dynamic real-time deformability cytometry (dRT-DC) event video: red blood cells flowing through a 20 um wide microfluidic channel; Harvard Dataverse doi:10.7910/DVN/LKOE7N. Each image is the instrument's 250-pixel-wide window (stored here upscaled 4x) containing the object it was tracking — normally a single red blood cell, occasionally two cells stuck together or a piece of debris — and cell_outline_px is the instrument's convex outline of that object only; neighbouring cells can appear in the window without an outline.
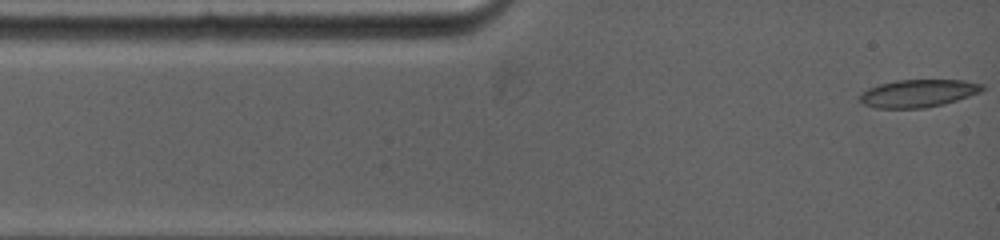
{"species": "common noctule bat (a hibernating species)", "species_latin": "Nyctalus noctula", "temperature_condition": "warm", "stored_images_in_passage": 32, "camera_frame_rate_fps": 5000, "um_per_image_px": 0.085, "animal": {"sex": "female", "body_mass_g": 19.0, "forearm_length_mm": 53.3}, "frame": {"image": 1, "passage_image": 1, "time_ms": 0.0, "image_size_px": [1000, 240], "cell_outline_px": [[984, 88], [980, 92], [944, 104], [924, 108], [876, 108], [864, 104], [860, 100], [860, 92], [868, 88], [880, 84], [896, 80], [960, 80], [984, 84]], "centroid_in_image_um": [78.02, 7.93], "position_along_channel_um": 7.0, "area_um2": 19.65}}
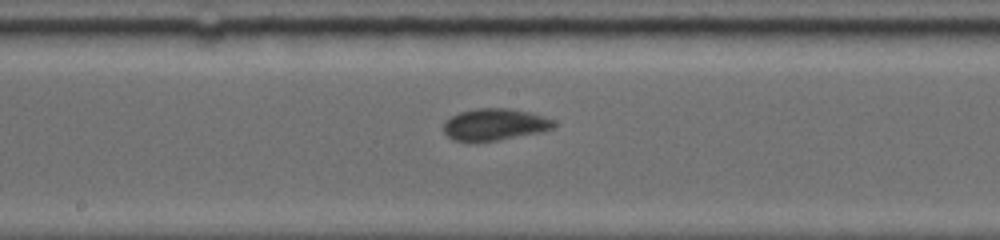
{"frame": {"image": 2, "passage_image": 18, "time_ms": 6.4, "image_size_px": [1000, 240], "cell_outline_px": [[556, 124], [552, 128], [496, 140], [456, 140], [448, 136], [444, 132], [444, 124], [452, 116], [460, 112], [480, 108], [508, 108], [540, 116], [552, 120]], "centroid_in_image_um": [41.99, 10.56], "position_along_channel_um": 206.2, "area_um2": 19.25}}
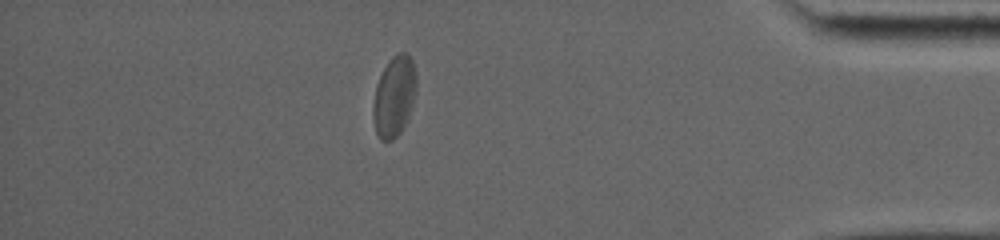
{"frame": {"image": 3, "passage_image": 31, "time_ms": 12.6, "image_size_px": [1000, 240], "cell_outline_px": [[416, 88], [408, 116], [400, 132], [392, 140], [380, 140], [376, 132], [372, 116], [372, 108], [376, 84], [384, 68], [392, 56], [396, 52], [408, 52], [412, 60], [416, 80]], "centroid_in_image_um": [33.48, 8.17], "position_along_channel_um": 401.7, "area_um2": 20.11}}